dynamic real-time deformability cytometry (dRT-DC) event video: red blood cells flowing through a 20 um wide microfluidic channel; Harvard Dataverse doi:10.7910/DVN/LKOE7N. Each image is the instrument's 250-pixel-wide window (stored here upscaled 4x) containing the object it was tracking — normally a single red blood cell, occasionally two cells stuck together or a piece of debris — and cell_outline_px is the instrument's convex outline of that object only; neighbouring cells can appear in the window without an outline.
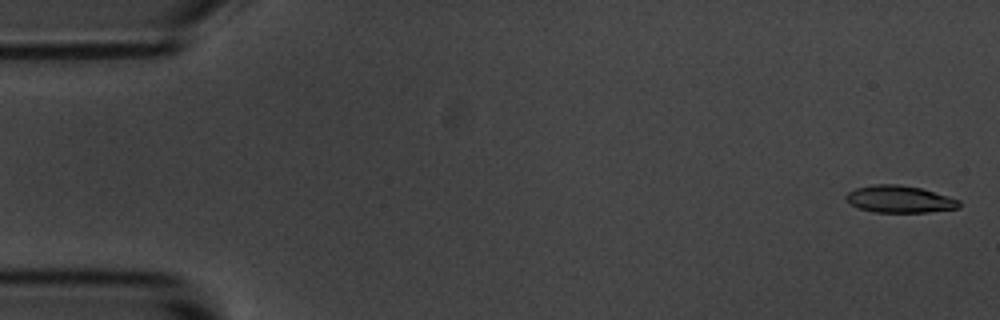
{"species": "common noctule bat (a hibernating species)", "species_latin": "Nyctalus noctula", "temperature_condition": "room temperature", "stored_images_in_passage": 55, "camera_frame_rate_fps": 3000, "um_per_image_px": 0.085, "animal": {"sex": "male", "body_mass_g": 20.1, "forearm_length_mm": 53.5}, "frame": {"image": 1, "passage_image": 2, "time_ms": 0.333, "image_size_px": [1000, 320], "cell_outline_px": [[960, 208], [928, 212], [872, 212], [860, 208], [852, 204], [844, 196], [848, 192], [856, 188], [872, 184], [900, 184], [920, 188], [948, 196], [960, 200]], "centroid_in_image_um": [76.48, 16.92], "position_along_channel_um": 8.5, "area_um2": 17.8}}
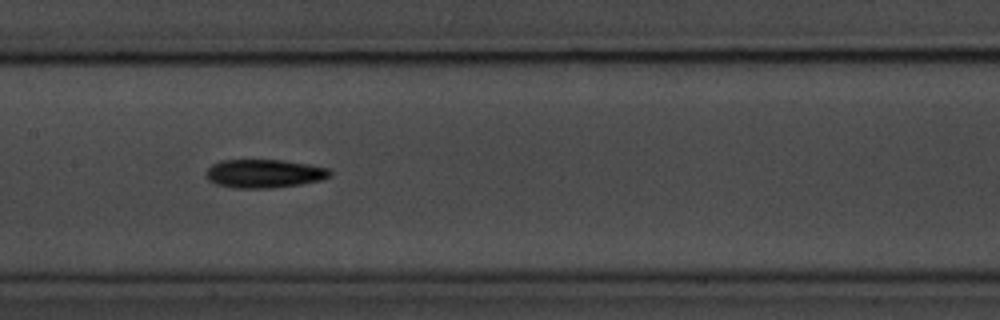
{"frame": {"image": 2, "passage_image": 27, "time_ms": 8.667, "image_size_px": [1000, 320], "cell_outline_px": [[332, 176], [324, 180], [300, 184], [272, 188], [232, 188], [216, 184], [208, 180], [204, 172], [212, 164], [220, 160], [284, 160], [308, 164], [328, 168], [332, 172]], "centroid_in_image_um": [22.46, 14.75], "position_along_channel_um": 184.9, "area_um2": 20.87}}
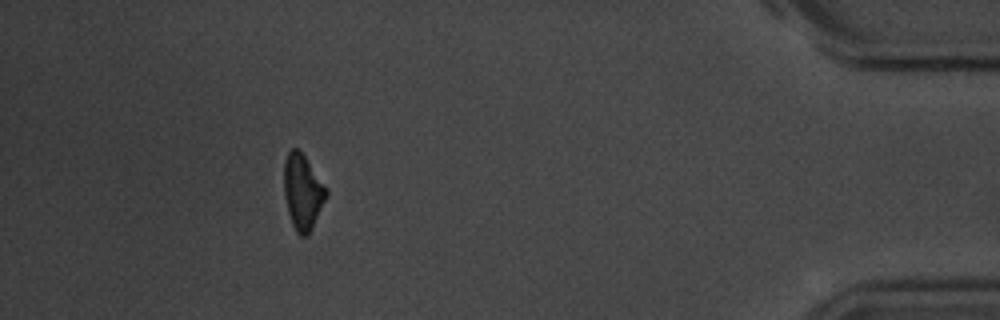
{"frame": {"image": 3, "passage_image": 50, "time_ms": 16.333, "image_size_px": [1000, 320], "cell_outline_px": [[328, 192], [312, 228], [304, 236], [300, 236], [296, 232], [292, 224], [288, 212], [284, 196], [284, 164], [288, 152], [292, 148], [296, 148], [304, 156], [328, 188]], "centroid_in_image_um": [25.72, 16.31], "position_along_channel_um": 409.5, "area_um2": 18.26}, "authors_computed_cell_mechanics": {"area_um2": 19.074, "velocity_mm_per_s": 3.6705, "shape_relaxation_time_tau1_ms": 4.4459, "shape_relaxation_time_tau2_ms": null, "deformation_change_tau1": 0.1532, "deformation_change_tau2": null}}